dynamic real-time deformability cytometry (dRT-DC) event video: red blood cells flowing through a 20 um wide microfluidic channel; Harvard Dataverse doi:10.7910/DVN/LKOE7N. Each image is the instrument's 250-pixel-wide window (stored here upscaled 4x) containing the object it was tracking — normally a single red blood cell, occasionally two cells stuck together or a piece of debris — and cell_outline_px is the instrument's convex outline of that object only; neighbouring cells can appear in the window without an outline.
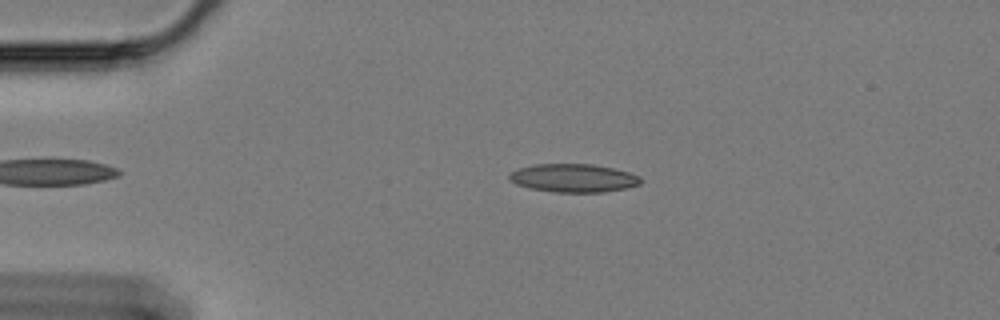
{"species": "Egyptian fruit bat (a non-hibernating species)", "species_latin": "Rousettus aegyptiacus", "temperature_condition": "cold", "stored_images_in_passage": 47, "camera_frame_rate_fps": 3000, "um_per_image_px": 0.085, "animal": {"sex": "female"}, "frame": {"image": 1, "passage_image": 7, "time_ms": 2.0, "image_size_px": [1000, 320], "cell_outline_px": [[644, 180], [640, 184], [624, 188], [604, 192], [556, 192], [532, 188], [516, 184], [508, 180], [508, 176], [512, 172], [520, 168], [532, 164], [592, 164], [612, 168], [628, 172], [640, 176]], "centroid_in_image_um": [48.75, 15.13], "position_along_channel_um": 36.2, "area_um2": 21.56}}
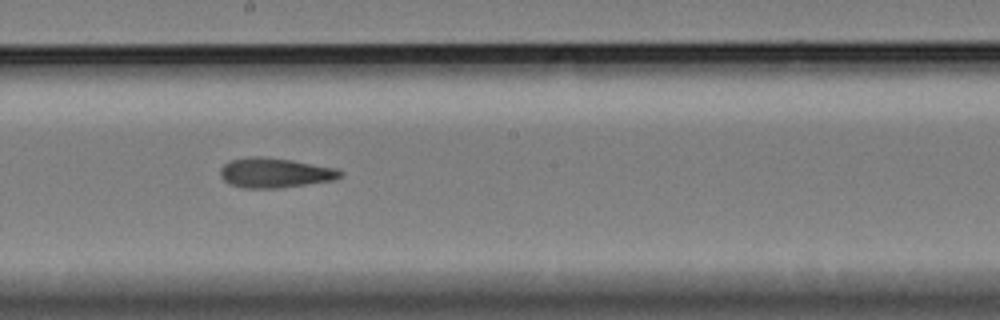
{"frame": {"image": 2, "passage_image": 27, "time_ms": 8.667, "image_size_px": [1000, 320], "cell_outline_px": [[344, 172], [336, 180], [280, 188], [244, 188], [228, 184], [220, 176], [220, 168], [224, 164], [232, 160], [248, 156], [260, 156], [292, 160], [336, 168]], "centroid_in_image_um": [23.36, 14.69], "position_along_channel_um": 224.8, "area_um2": 20.98}}
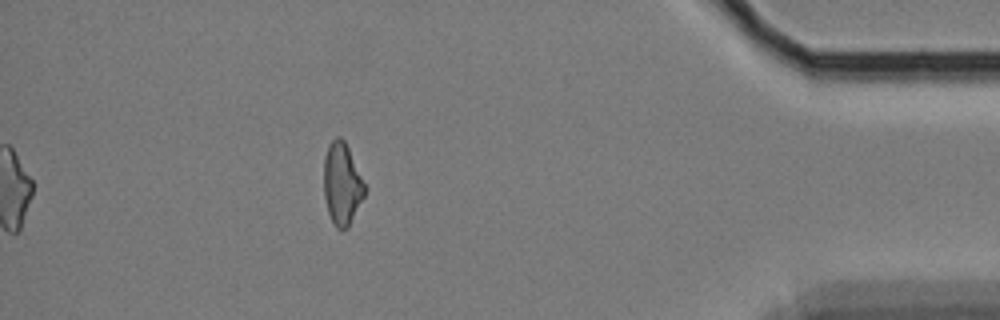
{"frame": {"image": 3, "passage_image": 47, "time_ms": 15.333, "image_size_px": [1000, 320], "cell_outline_px": [[368, 188], [348, 228], [336, 228], [332, 224], [328, 212], [324, 196], [324, 156], [328, 144], [336, 136], [340, 136], [344, 140]], "centroid_in_image_um": [29.07, 15.62], "position_along_channel_um": 406.1, "area_um2": 19.77}, "authors_computed_cell_mechanics": {"area_um2": 20.7502, "velocity_mm_per_s": 3.3765, "shape_relaxation_time_tau1_ms": null, "shape_relaxation_time_tau2_ms": 4.3411, "deformation_change_tau1": null, "deformation_change_tau2": 0.1376}}